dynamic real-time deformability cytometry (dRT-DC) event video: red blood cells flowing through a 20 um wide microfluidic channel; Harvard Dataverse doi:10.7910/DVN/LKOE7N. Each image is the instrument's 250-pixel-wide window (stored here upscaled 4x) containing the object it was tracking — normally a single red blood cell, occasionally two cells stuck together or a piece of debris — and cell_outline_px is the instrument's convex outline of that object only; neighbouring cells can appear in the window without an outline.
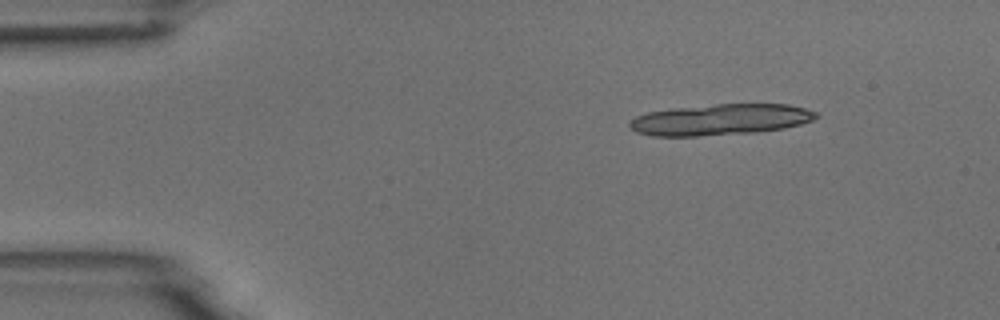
{"species": "common noctule bat (a hibernating species)", "species_latin": "Nyctalus noctula", "temperature_condition": "room temperature", "stored_images_in_passage": 5, "camera_frame_rate_fps": 3000, "um_per_image_px": 0.085, "animal": {"sex": "male", "body_mass_g": 18.8}, "frame": {"image": 1, "passage_image": 1, "time_ms": 0.0, "image_size_px": [1000, 320], "cell_outline_px": [[820, 116], [812, 120], [800, 124], [784, 128], [756, 132], [696, 136], [652, 136], [636, 132], [628, 124], [628, 120], [636, 116], [648, 112], [672, 108], [716, 104], [788, 104], [804, 108], [816, 112]], "centroid_in_image_um": [61.21, 10.16], "position_along_channel_um": 23.8, "area_um2": 33.81}}
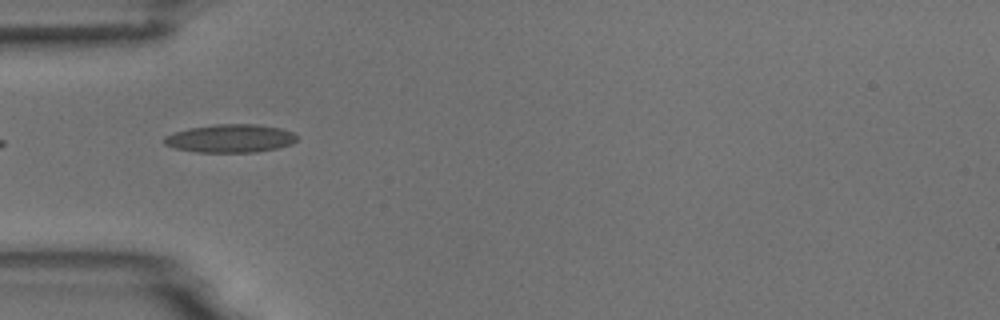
{"frame": {"image": 2, "passage_image": 4, "time_ms": 3.333, "image_size_px": [1000, 320], "cell_outline_px": [[296, 140], [292, 144], [276, 148], [256, 152], [196, 152], [176, 148], [164, 144], [164, 136], [188, 128], [212, 124], [256, 124], [280, 128], [292, 132], [296, 136]], "centroid_in_image_um": [19.57, 11.76], "position_along_channel_um": 65.4, "area_um2": 21.73}}